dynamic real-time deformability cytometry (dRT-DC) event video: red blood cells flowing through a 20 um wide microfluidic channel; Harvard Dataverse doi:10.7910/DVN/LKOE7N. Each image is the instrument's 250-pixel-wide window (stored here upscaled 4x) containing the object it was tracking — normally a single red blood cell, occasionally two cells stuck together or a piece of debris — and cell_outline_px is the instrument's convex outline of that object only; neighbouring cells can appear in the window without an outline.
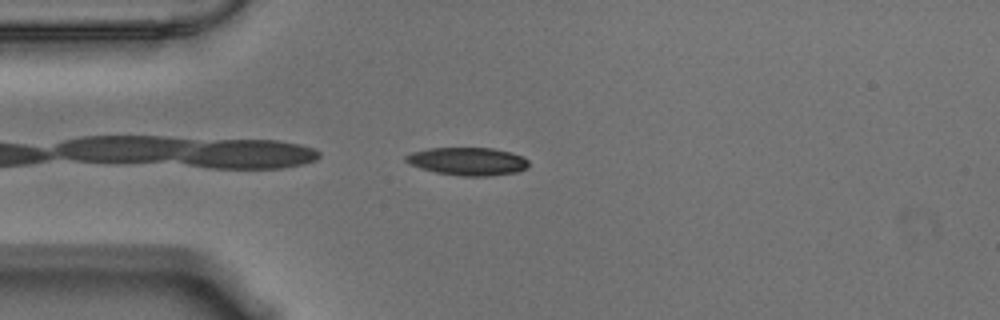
{"species": "Egyptian fruit bat (a non-hibernating species)", "species_latin": "Rousettus aegyptiacus", "temperature_condition": "warm", "stored_images_in_passage": 38, "camera_frame_rate_fps": 3000, "um_per_image_px": 0.085, "animal": {"sex": "male"}, "frame": {"image": 1, "passage_image": 1, "time_ms": 0.0, "image_size_px": [1000, 320], "cell_outline_px": [[528, 168], [516, 172], [488, 176], [460, 176], [436, 172], [420, 168], [404, 160], [404, 156], [412, 152], [428, 148], [492, 148], [524, 156], [528, 160]], "centroid_in_image_um": [39.76, 13.71], "position_along_channel_um": 45.2, "area_um2": 19.94}}
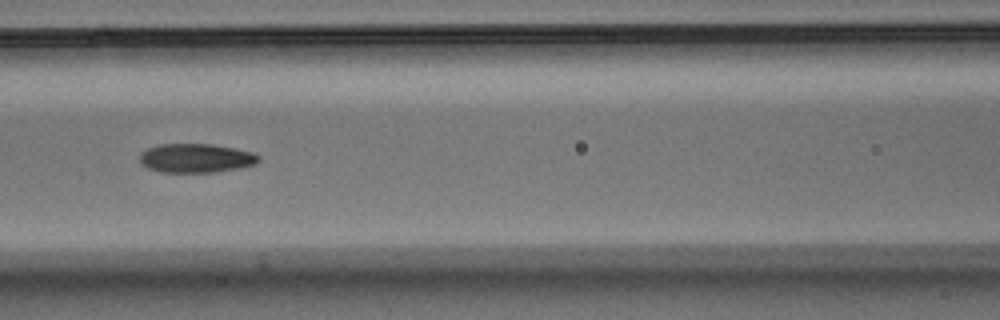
{"frame": {"image": 2, "passage_image": 11, "time_ms": 3.333, "image_size_px": [1000, 320], "cell_outline_px": [[260, 160], [256, 164], [240, 168], [216, 172], [160, 172], [148, 168], [140, 164], [140, 152], [148, 148], [160, 144], [212, 144], [252, 152], [260, 156]], "centroid_in_image_um": [16.65, 13.45], "position_along_channel_um": 150.0, "area_um2": 20.17}}
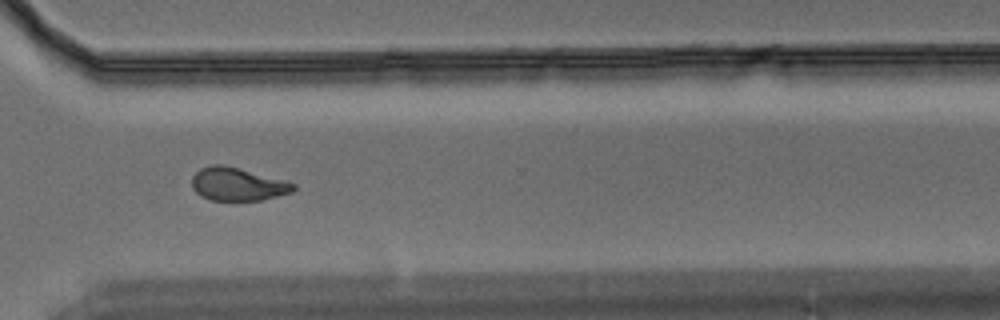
{"frame": {"image": 3, "passage_image": 28, "time_ms": 9.0, "image_size_px": [1000, 320], "cell_outline_px": [[296, 188], [292, 192], [260, 200], [212, 200], [200, 196], [192, 188], [192, 176], [200, 168], [212, 164], [224, 164], [284, 180], [296, 184]], "centroid_in_image_um": [20.17, 15.64], "position_along_channel_um": 350.4, "area_um2": 19.54}, "authors_computed_cell_mechanics": {"area_um2": 20.1722, "velocity_mm_per_s": 3.5411, "shape_relaxation_time_tau1_ms": 4.7915, "shape_relaxation_time_tau2_ms": 2.6034, "deformation_change_tau1": 0.1829, "deformation_change_tau2": 0.0919}}